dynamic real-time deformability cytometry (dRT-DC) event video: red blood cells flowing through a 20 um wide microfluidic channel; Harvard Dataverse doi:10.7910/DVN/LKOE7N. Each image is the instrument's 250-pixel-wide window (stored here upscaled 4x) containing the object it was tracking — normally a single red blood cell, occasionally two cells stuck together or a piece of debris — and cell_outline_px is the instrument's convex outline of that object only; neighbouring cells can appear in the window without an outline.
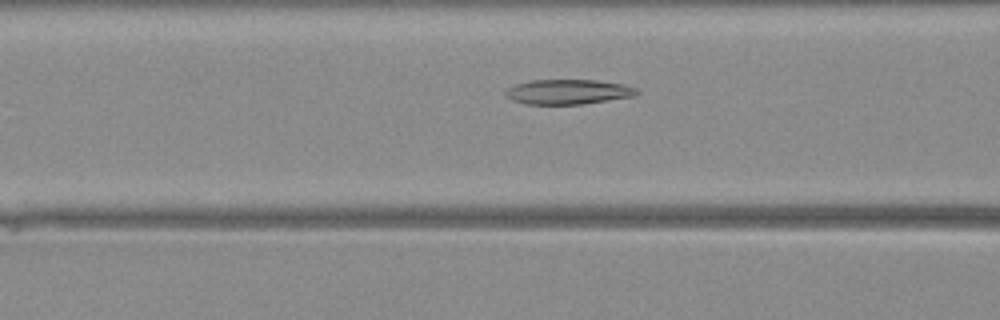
{"species": "Egyptian fruit bat (a non-hibernating species)", "species_latin": "Rousettus aegyptiacus", "temperature_condition": "warm", "stored_images_in_passage": 25, "camera_frame_rate_fps": 3000, "um_per_image_px": 0.085, "animal": {"sex": "female"}, "frame": {"image": 1, "passage_image": 4, "time_ms": 1.0, "image_size_px": [1000, 320], "cell_outline_px": [[640, 92], [636, 96], [580, 104], [524, 104], [512, 100], [504, 96], [504, 92], [512, 84], [532, 80], [596, 80], [620, 84], [636, 88]], "centroid_in_image_um": [48.23, 7.8], "position_along_channel_um": 118.4, "area_um2": 19.07}}
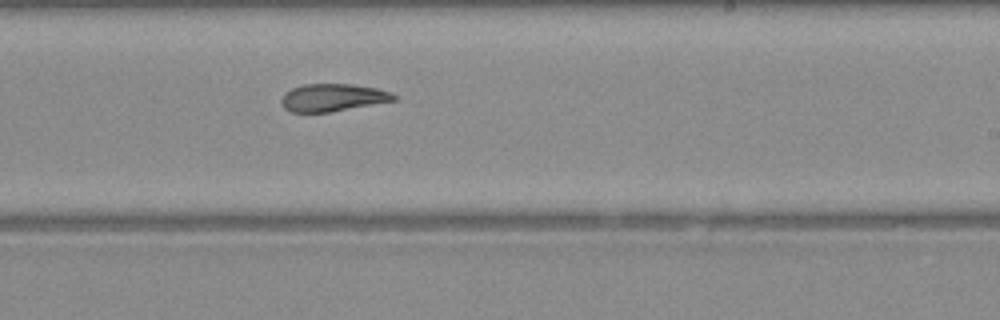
{"frame": {"image": 2, "passage_image": 13, "time_ms": 4.0, "image_size_px": [1000, 320], "cell_outline_px": [[396, 100], [328, 112], [292, 112], [284, 108], [280, 100], [284, 92], [292, 88], [304, 84], [352, 84], [376, 88], [392, 92], [396, 96]], "centroid_in_image_um": [28.26, 8.28], "position_along_channel_um": 260.7, "area_um2": 17.98}}
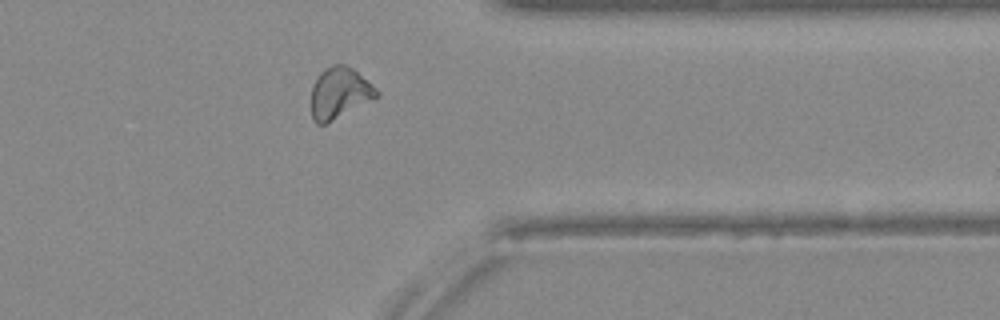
{"frame": {"image": 3, "passage_image": 21, "time_ms": 6.667, "image_size_px": [1000, 320], "cell_outline_px": [[380, 96], [324, 124], [316, 124], [312, 116], [312, 84], [320, 72], [324, 68], [332, 64], [344, 64], [352, 68], [372, 84], [380, 92]], "centroid_in_image_um": [28.86, 7.88], "position_along_channel_um": 382.5, "area_um2": 19.36}}